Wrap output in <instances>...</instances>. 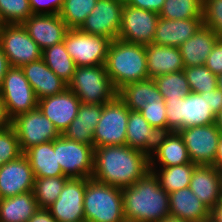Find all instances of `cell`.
I'll use <instances>...</instances> for the list:
<instances>
[{
    "label": "cell",
    "instance_id": "6da1fadb",
    "mask_svg": "<svg viewBox=\"0 0 222 222\" xmlns=\"http://www.w3.org/2000/svg\"><path fill=\"white\" fill-rule=\"evenodd\" d=\"M150 172L149 155L127 145L94 148L91 178L120 189L133 185Z\"/></svg>",
    "mask_w": 222,
    "mask_h": 222
},
{
    "label": "cell",
    "instance_id": "7a4b0ae2",
    "mask_svg": "<svg viewBox=\"0 0 222 222\" xmlns=\"http://www.w3.org/2000/svg\"><path fill=\"white\" fill-rule=\"evenodd\" d=\"M121 192L126 222H159L170 215L169 194L151 171Z\"/></svg>",
    "mask_w": 222,
    "mask_h": 222
},
{
    "label": "cell",
    "instance_id": "3957f363",
    "mask_svg": "<svg viewBox=\"0 0 222 222\" xmlns=\"http://www.w3.org/2000/svg\"><path fill=\"white\" fill-rule=\"evenodd\" d=\"M146 46L119 39L111 41L105 69L118 92L125 85L148 79Z\"/></svg>",
    "mask_w": 222,
    "mask_h": 222
},
{
    "label": "cell",
    "instance_id": "277c9868",
    "mask_svg": "<svg viewBox=\"0 0 222 222\" xmlns=\"http://www.w3.org/2000/svg\"><path fill=\"white\" fill-rule=\"evenodd\" d=\"M85 222H126L121 189L86 178Z\"/></svg>",
    "mask_w": 222,
    "mask_h": 222
},
{
    "label": "cell",
    "instance_id": "5b68a950",
    "mask_svg": "<svg viewBox=\"0 0 222 222\" xmlns=\"http://www.w3.org/2000/svg\"><path fill=\"white\" fill-rule=\"evenodd\" d=\"M165 103L167 132L215 123L216 115L209 107L208 92H190L185 98L165 100Z\"/></svg>",
    "mask_w": 222,
    "mask_h": 222
},
{
    "label": "cell",
    "instance_id": "8992f818",
    "mask_svg": "<svg viewBox=\"0 0 222 222\" xmlns=\"http://www.w3.org/2000/svg\"><path fill=\"white\" fill-rule=\"evenodd\" d=\"M68 89L85 104H106L117 95L104 65L76 67Z\"/></svg>",
    "mask_w": 222,
    "mask_h": 222
},
{
    "label": "cell",
    "instance_id": "52a82bcc",
    "mask_svg": "<svg viewBox=\"0 0 222 222\" xmlns=\"http://www.w3.org/2000/svg\"><path fill=\"white\" fill-rule=\"evenodd\" d=\"M128 118L129 108L118 95L103 104V111L93 136L94 148L126 145Z\"/></svg>",
    "mask_w": 222,
    "mask_h": 222
},
{
    "label": "cell",
    "instance_id": "ba28073f",
    "mask_svg": "<svg viewBox=\"0 0 222 222\" xmlns=\"http://www.w3.org/2000/svg\"><path fill=\"white\" fill-rule=\"evenodd\" d=\"M111 41L80 29H69L63 42L75 65L82 67L104 65Z\"/></svg>",
    "mask_w": 222,
    "mask_h": 222
},
{
    "label": "cell",
    "instance_id": "9c48e42d",
    "mask_svg": "<svg viewBox=\"0 0 222 222\" xmlns=\"http://www.w3.org/2000/svg\"><path fill=\"white\" fill-rule=\"evenodd\" d=\"M0 95L5 102L7 114L11 120L20 114L38 108L36 94L21 67L11 66L7 70L0 87Z\"/></svg>",
    "mask_w": 222,
    "mask_h": 222
},
{
    "label": "cell",
    "instance_id": "30bf717a",
    "mask_svg": "<svg viewBox=\"0 0 222 222\" xmlns=\"http://www.w3.org/2000/svg\"><path fill=\"white\" fill-rule=\"evenodd\" d=\"M0 47L12 67H22L42 58V49L22 24L0 25Z\"/></svg>",
    "mask_w": 222,
    "mask_h": 222
},
{
    "label": "cell",
    "instance_id": "8fae6325",
    "mask_svg": "<svg viewBox=\"0 0 222 222\" xmlns=\"http://www.w3.org/2000/svg\"><path fill=\"white\" fill-rule=\"evenodd\" d=\"M57 148V162L69 178H91L94 169V148L64 137L54 140Z\"/></svg>",
    "mask_w": 222,
    "mask_h": 222
},
{
    "label": "cell",
    "instance_id": "7c38bea8",
    "mask_svg": "<svg viewBox=\"0 0 222 222\" xmlns=\"http://www.w3.org/2000/svg\"><path fill=\"white\" fill-rule=\"evenodd\" d=\"M11 126L17 134L23 153L31 146L54 141L61 135L38 108L16 116L11 120Z\"/></svg>",
    "mask_w": 222,
    "mask_h": 222
},
{
    "label": "cell",
    "instance_id": "4fadbf2b",
    "mask_svg": "<svg viewBox=\"0 0 222 222\" xmlns=\"http://www.w3.org/2000/svg\"><path fill=\"white\" fill-rule=\"evenodd\" d=\"M186 145L189 158L197 165H213L222 133L215 123L177 130Z\"/></svg>",
    "mask_w": 222,
    "mask_h": 222
},
{
    "label": "cell",
    "instance_id": "5bb4252c",
    "mask_svg": "<svg viewBox=\"0 0 222 222\" xmlns=\"http://www.w3.org/2000/svg\"><path fill=\"white\" fill-rule=\"evenodd\" d=\"M159 14L124 3L118 39L140 45L153 44Z\"/></svg>",
    "mask_w": 222,
    "mask_h": 222
},
{
    "label": "cell",
    "instance_id": "9a60e30c",
    "mask_svg": "<svg viewBox=\"0 0 222 222\" xmlns=\"http://www.w3.org/2000/svg\"><path fill=\"white\" fill-rule=\"evenodd\" d=\"M124 3V0H98L79 29L112 41L118 39Z\"/></svg>",
    "mask_w": 222,
    "mask_h": 222
},
{
    "label": "cell",
    "instance_id": "2e32d148",
    "mask_svg": "<svg viewBox=\"0 0 222 222\" xmlns=\"http://www.w3.org/2000/svg\"><path fill=\"white\" fill-rule=\"evenodd\" d=\"M86 178H69L57 200L47 208L57 222H85Z\"/></svg>",
    "mask_w": 222,
    "mask_h": 222
},
{
    "label": "cell",
    "instance_id": "e0dca14e",
    "mask_svg": "<svg viewBox=\"0 0 222 222\" xmlns=\"http://www.w3.org/2000/svg\"><path fill=\"white\" fill-rule=\"evenodd\" d=\"M35 177L23 153L0 167V199L33 191Z\"/></svg>",
    "mask_w": 222,
    "mask_h": 222
},
{
    "label": "cell",
    "instance_id": "ac0fdd59",
    "mask_svg": "<svg viewBox=\"0 0 222 222\" xmlns=\"http://www.w3.org/2000/svg\"><path fill=\"white\" fill-rule=\"evenodd\" d=\"M81 102L68 88L56 95L38 100V109L51 120L60 134L68 128L76 118Z\"/></svg>",
    "mask_w": 222,
    "mask_h": 222
},
{
    "label": "cell",
    "instance_id": "d6986e66",
    "mask_svg": "<svg viewBox=\"0 0 222 222\" xmlns=\"http://www.w3.org/2000/svg\"><path fill=\"white\" fill-rule=\"evenodd\" d=\"M22 25L42 50L63 42L69 30L59 14H32Z\"/></svg>",
    "mask_w": 222,
    "mask_h": 222
},
{
    "label": "cell",
    "instance_id": "ffe728a7",
    "mask_svg": "<svg viewBox=\"0 0 222 222\" xmlns=\"http://www.w3.org/2000/svg\"><path fill=\"white\" fill-rule=\"evenodd\" d=\"M189 188L211 210L222 199L221 170L213 165H197Z\"/></svg>",
    "mask_w": 222,
    "mask_h": 222
},
{
    "label": "cell",
    "instance_id": "44dd1931",
    "mask_svg": "<svg viewBox=\"0 0 222 222\" xmlns=\"http://www.w3.org/2000/svg\"><path fill=\"white\" fill-rule=\"evenodd\" d=\"M149 158L150 168L191 163L186 145L178 131L162 132Z\"/></svg>",
    "mask_w": 222,
    "mask_h": 222
},
{
    "label": "cell",
    "instance_id": "7402d4cb",
    "mask_svg": "<svg viewBox=\"0 0 222 222\" xmlns=\"http://www.w3.org/2000/svg\"><path fill=\"white\" fill-rule=\"evenodd\" d=\"M203 25V18L170 20L159 17L153 44L180 47Z\"/></svg>",
    "mask_w": 222,
    "mask_h": 222
},
{
    "label": "cell",
    "instance_id": "603a6c76",
    "mask_svg": "<svg viewBox=\"0 0 222 222\" xmlns=\"http://www.w3.org/2000/svg\"><path fill=\"white\" fill-rule=\"evenodd\" d=\"M37 99L64 92L68 84L59 78L44 62L38 59L21 67Z\"/></svg>",
    "mask_w": 222,
    "mask_h": 222
},
{
    "label": "cell",
    "instance_id": "cb8c5ba5",
    "mask_svg": "<svg viewBox=\"0 0 222 222\" xmlns=\"http://www.w3.org/2000/svg\"><path fill=\"white\" fill-rule=\"evenodd\" d=\"M103 111V104L81 103L76 118L62 134L64 137L94 148V132Z\"/></svg>",
    "mask_w": 222,
    "mask_h": 222
},
{
    "label": "cell",
    "instance_id": "d4e9b609",
    "mask_svg": "<svg viewBox=\"0 0 222 222\" xmlns=\"http://www.w3.org/2000/svg\"><path fill=\"white\" fill-rule=\"evenodd\" d=\"M126 133L127 146L150 156L162 132L152 127L139 111L129 109Z\"/></svg>",
    "mask_w": 222,
    "mask_h": 222
},
{
    "label": "cell",
    "instance_id": "484cf974",
    "mask_svg": "<svg viewBox=\"0 0 222 222\" xmlns=\"http://www.w3.org/2000/svg\"><path fill=\"white\" fill-rule=\"evenodd\" d=\"M170 215L187 222H206L210 209L201 202L191 189H180L169 194Z\"/></svg>",
    "mask_w": 222,
    "mask_h": 222
},
{
    "label": "cell",
    "instance_id": "4316f807",
    "mask_svg": "<svg viewBox=\"0 0 222 222\" xmlns=\"http://www.w3.org/2000/svg\"><path fill=\"white\" fill-rule=\"evenodd\" d=\"M148 78L182 71L184 64L178 47L149 44L146 45Z\"/></svg>",
    "mask_w": 222,
    "mask_h": 222
},
{
    "label": "cell",
    "instance_id": "83f0119b",
    "mask_svg": "<svg viewBox=\"0 0 222 222\" xmlns=\"http://www.w3.org/2000/svg\"><path fill=\"white\" fill-rule=\"evenodd\" d=\"M218 37L209 27L202 25L198 31L179 47L184 67L205 65Z\"/></svg>",
    "mask_w": 222,
    "mask_h": 222
},
{
    "label": "cell",
    "instance_id": "f1b7e54d",
    "mask_svg": "<svg viewBox=\"0 0 222 222\" xmlns=\"http://www.w3.org/2000/svg\"><path fill=\"white\" fill-rule=\"evenodd\" d=\"M24 154L29 160L35 178L65 176L57 162L54 141L31 146Z\"/></svg>",
    "mask_w": 222,
    "mask_h": 222
},
{
    "label": "cell",
    "instance_id": "f546056e",
    "mask_svg": "<svg viewBox=\"0 0 222 222\" xmlns=\"http://www.w3.org/2000/svg\"><path fill=\"white\" fill-rule=\"evenodd\" d=\"M117 95L130 110L134 111H140L148 103L163 100L162 94L152 78L129 83L122 87Z\"/></svg>",
    "mask_w": 222,
    "mask_h": 222
},
{
    "label": "cell",
    "instance_id": "4dcf8cb0",
    "mask_svg": "<svg viewBox=\"0 0 222 222\" xmlns=\"http://www.w3.org/2000/svg\"><path fill=\"white\" fill-rule=\"evenodd\" d=\"M39 209L33 191L0 199V222H28Z\"/></svg>",
    "mask_w": 222,
    "mask_h": 222
},
{
    "label": "cell",
    "instance_id": "1f68e13d",
    "mask_svg": "<svg viewBox=\"0 0 222 222\" xmlns=\"http://www.w3.org/2000/svg\"><path fill=\"white\" fill-rule=\"evenodd\" d=\"M197 164L187 163L176 166L159 167L161 169L150 168V171L158 179L160 186L168 194L185 189L190 186L192 173Z\"/></svg>",
    "mask_w": 222,
    "mask_h": 222
},
{
    "label": "cell",
    "instance_id": "d6a6232c",
    "mask_svg": "<svg viewBox=\"0 0 222 222\" xmlns=\"http://www.w3.org/2000/svg\"><path fill=\"white\" fill-rule=\"evenodd\" d=\"M42 59L59 78L67 84L71 81L77 66L67 52L64 42L45 48Z\"/></svg>",
    "mask_w": 222,
    "mask_h": 222
},
{
    "label": "cell",
    "instance_id": "836d02e7",
    "mask_svg": "<svg viewBox=\"0 0 222 222\" xmlns=\"http://www.w3.org/2000/svg\"><path fill=\"white\" fill-rule=\"evenodd\" d=\"M68 176L35 178L33 194L39 209H47L59 197Z\"/></svg>",
    "mask_w": 222,
    "mask_h": 222
},
{
    "label": "cell",
    "instance_id": "e575fe53",
    "mask_svg": "<svg viewBox=\"0 0 222 222\" xmlns=\"http://www.w3.org/2000/svg\"><path fill=\"white\" fill-rule=\"evenodd\" d=\"M159 17L170 20L203 18V3L200 0H165Z\"/></svg>",
    "mask_w": 222,
    "mask_h": 222
},
{
    "label": "cell",
    "instance_id": "d590c367",
    "mask_svg": "<svg viewBox=\"0 0 222 222\" xmlns=\"http://www.w3.org/2000/svg\"><path fill=\"white\" fill-rule=\"evenodd\" d=\"M154 80L164 100L185 98L191 92L183 70L159 75Z\"/></svg>",
    "mask_w": 222,
    "mask_h": 222
},
{
    "label": "cell",
    "instance_id": "8d00e7d4",
    "mask_svg": "<svg viewBox=\"0 0 222 222\" xmlns=\"http://www.w3.org/2000/svg\"><path fill=\"white\" fill-rule=\"evenodd\" d=\"M98 0H64L59 13L69 29H79Z\"/></svg>",
    "mask_w": 222,
    "mask_h": 222
},
{
    "label": "cell",
    "instance_id": "74e56055",
    "mask_svg": "<svg viewBox=\"0 0 222 222\" xmlns=\"http://www.w3.org/2000/svg\"><path fill=\"white\" fill-rule=\"evenodd\" d=\"M183 73L188 81L190 91L193 93L211 92L217 88V75L205 65L184 67Z\"/></svg>",
    "mask_w": 222,
    "mask_h": 222
},
{
    "label": "cell",
    "instance_id": "f35d334b",
    "mask_svg": "<svg viewBox=\"0 0 222 222\" xmlns=\"http://www.w3.org/2000/svg\"><path fill=\"white\" fill-rule=\"evenodd\" d=\"M31 15L29 0H0V25L22 24Z\"/></svg>",
    "mask_w": 222,
    "mask_h": 222
},
{
    "label": "cell",
    "instance_id": "ab89813d",
    "mask_svg": "<svg viewBox=\"0 0 222 222\" xmlns=\"http://www.w3.org/2000/svg\"><path fill=\"white\" fill-rule=\"evenodd\" d=\"M19 140L12 126L0 129V167L21 156Z\"/></svg>",
    "mask_w": 222,
    "mask_h": 222
},
{
    "label": "cell",
    "instance_id": "60d3db41",
    "mask_svg": "<svg viewBox=\"0 0 222 222\" xmlns=\"http://www.w3.org/2000/svg\"><path fill=\"white\" fill-rule=\"evenodd\" d=\"M203 25L222 39V0H207L203 4Z\"/></svg>",
    "mask_w": 222,
    "mask_h": 222
},
{
    "label": "cell",
    "instance_id": "b9f144b4",
    "mask_svg": "<svg viewBox=\"0 0 222 222\" xmlns=\"http://www.w3.org/2000/svg\"><path fill=\"white\" fill-rule=\"evenodd\" d=\"M152 127L167 132V116L165 100L151 102L139 111Z\"/></svg>",
    "mask_w": 222,
    "mask_h": 222
},
{
    "label": "cell",
    "instance_id": "7bdbcfd3",
    "mask_svg": "<svg viewBox=\"0 0 222 222\" xmlns=\"http://www.w3.org/2000/svg\"><path fill=\"white\" fill-rule=\"evenodd\" d=\"M63 1L64 0H29V4L32 14H59L63 6Z\"/></svg>",
    "mask_w": 222,
    "mask_h": 222
},
{
    "label": "cell",
    "instance_id": "ee69618b",
    "mask_svg": "<svg viewBox=\"0 0 222 222\" xmlns=\"http://www.w3.org/2000/svg\"><path fill=\"white\" fill-rule=\"evenodd\" d=\"M205 66L215 75L222 73V39H218L215 43Z\"/></svg>",
    "mask_w": 222,
    "mask_h": 222
},
{
    "label": "cell",
    "instance_id": "f6af8a7d",
    "mask_svg": "<svg viewBox=\"0 0 222 222\" xmlns=\"http://www.w3.org/2000/svg\"><path fill=\"white\" fill-rule=\"evenodd\" d=\"M124 2L127 5L144 10L154 11L159 14L165 0H124Z\"/></svg>",
    "mask_w": 222,
    "mask_h": 222
},
{
    "label": "cell",
    "instance_id": "bcb514c9",
    "mask_svg": "<svg viewBox=\"0 0 222 222\" xmlns=\"http://www.w3.org/2000/svg\"><path fill=\"white\" fill-rule=\"evenodd\" d=\"M208 102L211 111L216 115L222 109V91L218 88L208 92Z\"/></svg>",
    "mask_w": 222,
    "mask_h": 222
},
{
    "label": "cell",
    "instance_id": "7dc6e473",
    "mask_svg": "<svg viewBox=\"0 0 222 222\" xmlns=\"http://www.w3.org/2000/svg\"><path fill=\"white\" fill-rule=\"evenodd\" d=\"M28 222H57L47 209H38Z\"/></svg>",
    "mask_w": 222,
    "mask_h": 222
},
{
    "label": "cell",
    "instance_id": "c3c4849f",
    "mask_svg": "<svg viewBox=\"0 0 222 222\" xmlns=\"http://www.w3.org/2000/svg\"><path fill=\"white\" fill-rule=\"evenodd\" d=\"M10 126H11V119L7 114L5 102L3 101V98L0 95V129L8 128Z\"/></svg>",
    "mask_w": 222,
    "mask_h": 222
},
{
    "label": "cell",
    "instance_id": "681fc988",
    "mask_svg": "<svg viewBox=\"0 0 222 222\" xmlns=\"http://www.w3.org/2000/svg\"><path fill=\"white\" fill-rule=\"evenodd\" d=\"M7 56L4 54L2 48L0 47V87L2 86L3 79L7 74V70L10 68Z\"/></svg>",
    "mask_w": 222,
    "mask_h": 222
},
{
    "label": "cell",
    "instance_id": "f907efd6",
    "mask_svg": "<svg viewBox=\"0 0 222 222\" xmlns=\"http://www.w3.org/2000/svg\"><path fill=\"white\" fill-rule=\"evenodd\" d=\"M210 219L213 222H222V199L211 209Z\"/></svg>",
    "mask_w": 222,
    "mask_h": 222
},
{
    "label": "cell",
    "instance_id": "816d5d0a",
    "mask_svg": "<svg viewBox=\"0 0 222 222\" xmlns=\"http://www.w3.org/2000/svg\"><path fill=\"white\" fill-rule=\"evenodd\" d=\"M214 166L219 170H222V136L219 139L217 154L215 157Z\"/></svg>",
    "mask_w": 222,
    "mask_h": 222
},
{
    "label": "cell",
    "instance_id": "f5cc1de1",
    "mask_svg": "<svg viewBox=\"0 0 222 222\" xmlns=\"http://www.w3.org/2000/svg\"><path fill=\"white\" fill-rule=\"evenodd\" d=\"M159 222H187L184 219L172 216V215H168L164 218H162Z\"/></svg>",
    "mask_w": 222,
    "mask_h": 222
},
{
    "label": "cell",
    "instance_id": "db71d44e",
    "mask_svg": "<svg viewBox=\"0 0 222 222\" xmlns=\"http://www.w3.org/2000/svg\"><path fill=\"white\" fill-rule=\"evenodd\" d=\"M215 124L222 133V109L216 114Z\"/></svg>",
    "mask_w": 222,
    "mask_h": 222
},
{
    "label": "cell",
    "instance_id": "11a10c76",
    "mask_svg": "<svg viewBox=\"0 0 222 222\" xmlns=\"http://www.w3.org/2000/svg\"><path fill=\"white\" fill-rule=\"evenodd\" d=\"M217 88L222 91V73L217 75Z\"/></svg>",
    "mask_w": 222,
    "mask_h": 222
},
{
    "label": "cell",
    "instance_id": "9f6ffc18",
    "mask_svg": "<svg viewBox=\"0 0 222 222\" xmlns=\"http://www.w3.org/2000/svg\"><path fill=\"white\" fill-rule=\"evenodd\" d=\"M203 4L207 1V0H200Z\"/></svg>",
    "mask_w": 222,
    "mask_h": 222
}]
</instances>
